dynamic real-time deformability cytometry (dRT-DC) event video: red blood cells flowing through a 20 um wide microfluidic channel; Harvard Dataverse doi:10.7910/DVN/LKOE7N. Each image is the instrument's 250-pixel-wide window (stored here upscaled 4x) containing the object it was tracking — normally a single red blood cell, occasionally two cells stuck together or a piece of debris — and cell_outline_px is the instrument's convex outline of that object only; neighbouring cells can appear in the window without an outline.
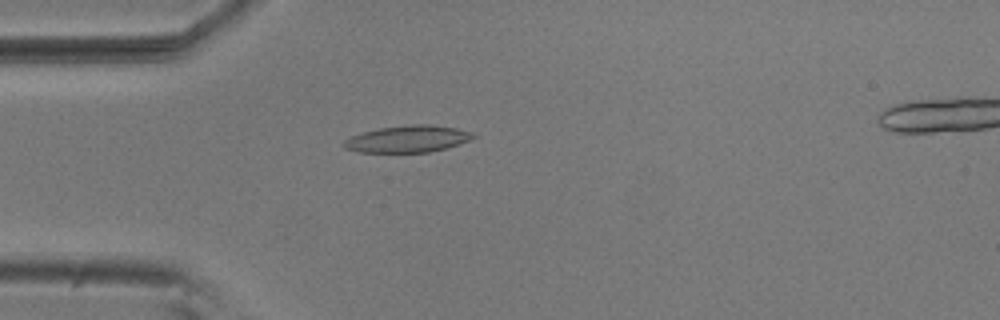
{"species": "common noctule bat (a hibernating species)", "species_latin": "Nyctalus noctula", "temperature_condition": "room temperature", "stored_images_in_passage": 54, "camera_frame_rate_fps": 3000, "um_per_image_px": 0.085, "animal": {"sex": "male", "body_mass_g": 20.5, "forearm_length_mm": 52.5}, "frame": {"image": 1, "passage_image": 15, "time_ms": 4.667, "image_size_px": [1000, 320], "cell_outline_px": [[476, 136], [468, 140], [444, 148], [428, 152], [360, 152], [344, 148], [340, 144], [344, 140], [352, 136], [364, 132], [380, 128], [412, 124], [432, 124], [456, 128], [476, 132]], "centroid_in_image_um": [34.65, 11.8], "position_along_channel_um": 50.4, "area_um2": 20.11}}
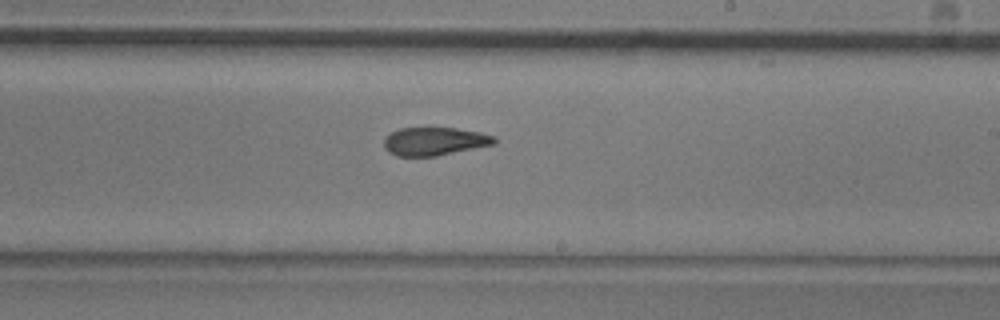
{"frame": {"image": 2, "passage_image": 32, "time_ms": 10.333, "image_size_px": [1000, 320], "cell_outline_px": [[496, 144], [436, 156], [396, 156], [388, 152], [384, 148], [384, 136], [400, 128], [456, 128], [480, 132], [496, 136]], "centroid_in_image_um": [36.93, 12.01], "position_along_channel_um": 252.1, "area_um2": 18.26}}
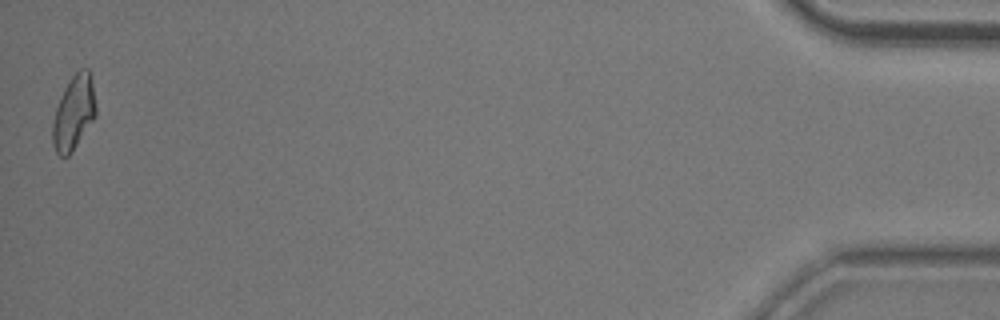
{"frame": {"image": 3, "passage_image": 54, "time_ms": 17.667, "image_size_px": [1000, 320], "cell_outline_px": [[96, 116], [72, 152], [68, 156], [60, 156], [56, 152], [52, 144], [52, 124], [56, 108], [64, 88], [72, 76], [80, 68], [88, 68], [92, 76], [96, 104]], "centroid_in_image_um": [6.28, 9.57], "position_along_channel_um": 428.9, "area_um2": 18.9}, "authors_computed_cell_mechanics": {"area_um2": 19.2474, "velocity_mm_per_s": 3.712, "shape_relaxation_time_tau1_ms": null, "shape_relaxation_time_tau2_ms": 2.6321, "deformation_change_tau1": null, "deformation_change_tau2": 0.0985}}